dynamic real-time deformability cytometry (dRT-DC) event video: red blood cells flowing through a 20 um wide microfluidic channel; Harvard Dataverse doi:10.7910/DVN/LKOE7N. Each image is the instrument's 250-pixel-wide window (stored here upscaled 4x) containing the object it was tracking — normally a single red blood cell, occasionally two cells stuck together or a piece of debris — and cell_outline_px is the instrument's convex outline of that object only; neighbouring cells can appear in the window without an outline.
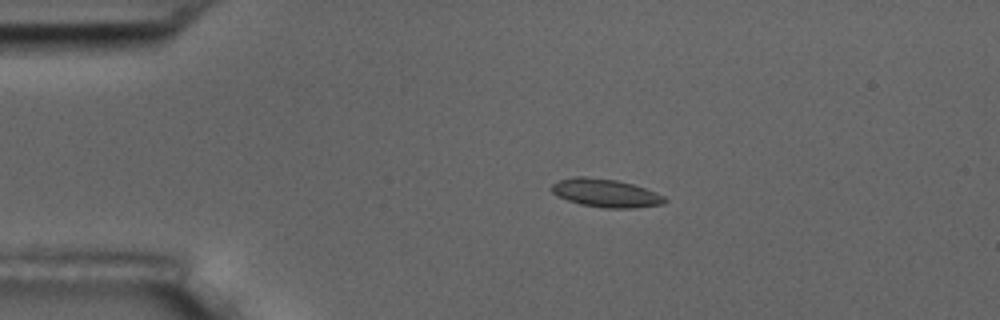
{"species": "common noctule bat (a hibernating species)", "species_latin": "Nyctalus noctula", "temperature_condition": "room temperature", "stored_images_in_passage": 10, "camera_frame_rate_fps": 3000, "um_per_image_px": 0.085, "animal": {"sex": "male", "body_mass_g": 17.5, "forearm_length_mm": 52.3}, "frame": {"image": 1, "passage_image": 3, "time_ms": 2.333, "image_size_px": [1000, 320], "cell_outline_px": [[668, 200], [664, 204], [636, 208], [604, 208], [580, 204], [556, 196], [552, 192], [552, 184], [560, 180], [576, 176], [584, 176], [616, 180], [632, 184], [656, 192], [664, 196]], "centroid_in_image_um": [51.5, 16.42], "position_along_channel_um": 33.5, "area_um2": 18.61}}
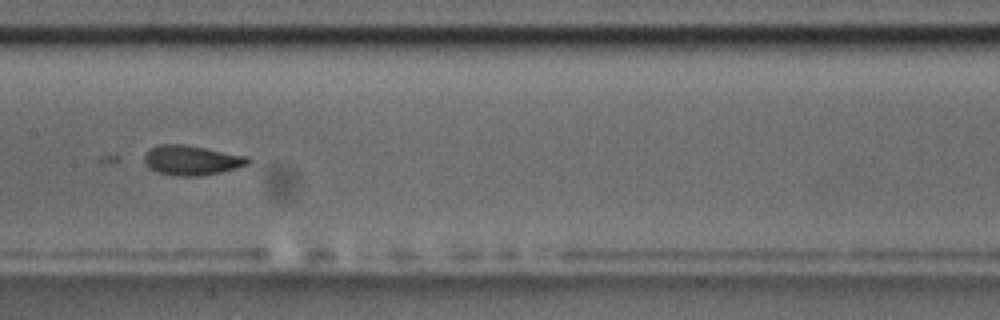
{"frame": {"image": 2, "passage_image": 8, "time_ms": 8.0, "image_size_px": [1000, 320], "cell_outline_px": [[252, 160], [248, 164], [236, 168], [220, 172], [200, 176], [172, 176], [156, 172], [148, 168], [144, 164], [144, 156], [148, 148], [160, 144], [184, 144], [248, 156]], "centroid_in_image_um": [16.24, 13.62], "position_along_channel_um": 191.2, "area_um2": 18.26}}
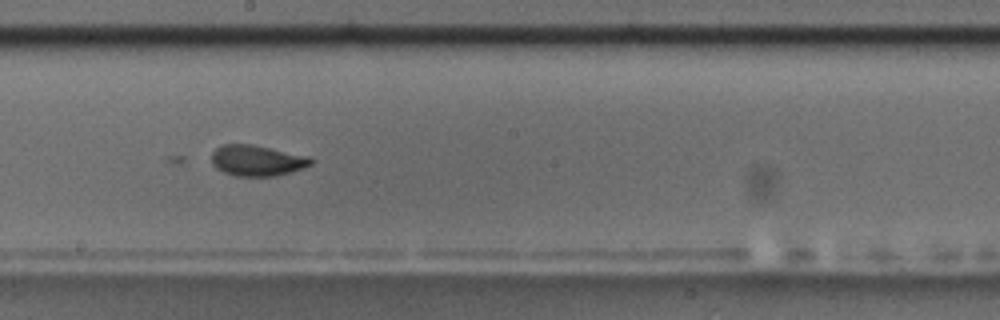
{"frame": {"image": 3, "passage_image": 9, "time_ms": 9.0, "image_size_px": [1000, 320], "cell_outline_px": [[316, 160], [312, 164], [304, 168], [292, 172], [276, 176], [236, 176], [224, 172], [216, 168], [212, 164], [212, 152], [216, 148], [224, 144], [252, 144], [312, 156]], "centroid_in_image_um": [21.92, 13.64], "position_along_channel_um": 226.3, "area_um2": 18.21}}